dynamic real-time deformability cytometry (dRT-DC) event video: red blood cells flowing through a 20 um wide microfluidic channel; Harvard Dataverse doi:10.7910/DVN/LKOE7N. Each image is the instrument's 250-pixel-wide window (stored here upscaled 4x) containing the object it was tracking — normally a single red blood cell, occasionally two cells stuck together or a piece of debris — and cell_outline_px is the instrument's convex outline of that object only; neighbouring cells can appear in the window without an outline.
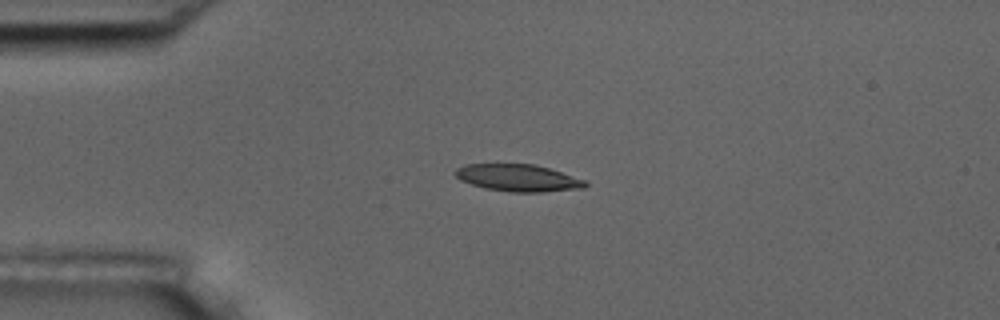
{"species": "common noctule bat (a hibernating species)", "species_latin": "Nyctalus noctula", "temperature_condition": "room temperature", "stored_images_in_passage": 4, "camera_frame_rate_fps": 3000, "um_per_image_px": 0.085, "animal": {"sex": "male", "body_mass_g": 17.5, "forearm_length_mm": 52.3}, "frame": {"image": 1, "passage_image": 3, "time_ms": 0.667, "image_size_px": [1000, 320], "cell_outline_px": [[588, 184], [584, 188], [544, 192], [508, 192], [484, 188], [460, 180], [452, 172], [456, 168], [464, 164], [532, 164], [548, 168], [584, 180]], "centroid_in_image_um": [43.98, 15.12], "position_along_channel_um": 41.0, "area_um2": 20.46}}